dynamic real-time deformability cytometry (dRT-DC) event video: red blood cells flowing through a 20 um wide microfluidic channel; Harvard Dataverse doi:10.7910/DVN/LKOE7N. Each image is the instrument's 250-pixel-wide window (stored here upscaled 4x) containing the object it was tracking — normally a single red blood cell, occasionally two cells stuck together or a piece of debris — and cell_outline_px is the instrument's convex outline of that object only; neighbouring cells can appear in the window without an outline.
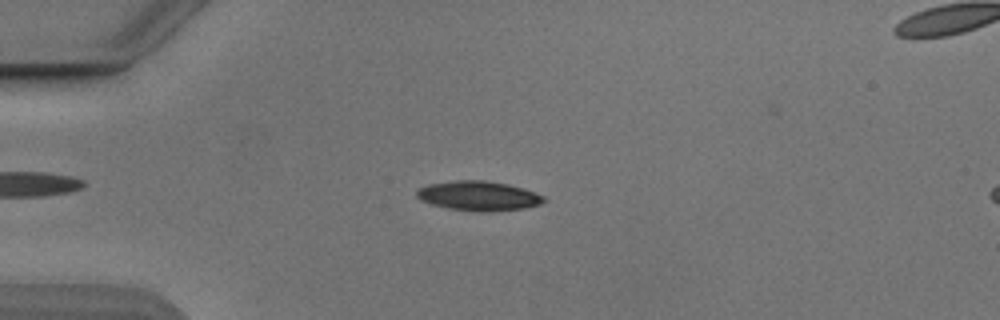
{"species": "Egyptian fruit bat (a non-hibernating species)", "species_latin": "Rousettus aegyptiacus", "temperature_condition": "cold", "stored_images_in_passage": 50, "camera_frame_rate_fps": 3000, "um_per_image_px": 0.085, "animal": {"sex": "male"}, "frame": {"image": 1, "passage_image": 13, "time_ms": 4.0, "image_size_px": [1000, 320], "cell_outline_px": [[548, 200], [540, 204], [524, 208], [492, 212], [480, 212], [448, 208], [432, 204], [420, 200], [416, 196], [416, 192], [420, 188], [428, 184], [452, 180], [484, 180], [508, 184], [524, 188], [536, 192], [544, 196]], "centroid_in_image_um": [40.71, 16.65], "position_along_channel_um": 44.3, "area_um2": 22.14}}
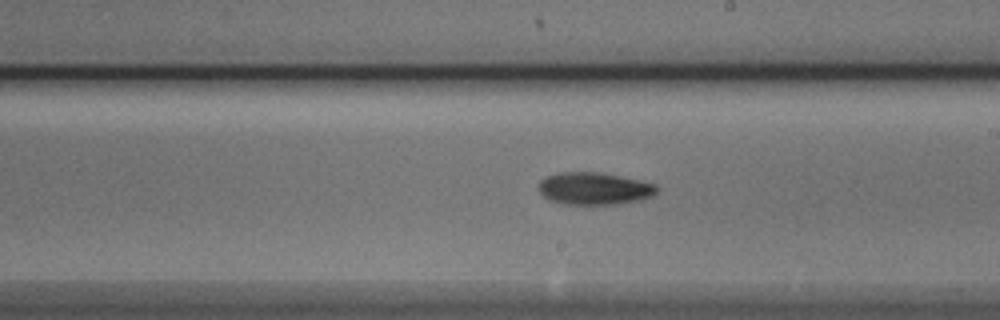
{"frame": {"image": 2, "passage_image": 30, "time_ms": 9.667, "image_size_px": [1000, 320], "cell_outline_px": [[660, 188], [652, 196], [640, 200], [620, 204], [560, 204], [544, 196], [536, 188], [540, 180], [544, 176], [556, 172], [600, 172], [640, 180], [656, 184]], "centroid_in_image_um": [50.49, 16.01], "position_along_channel_um": 238.5, "area_um2": 22.6}}
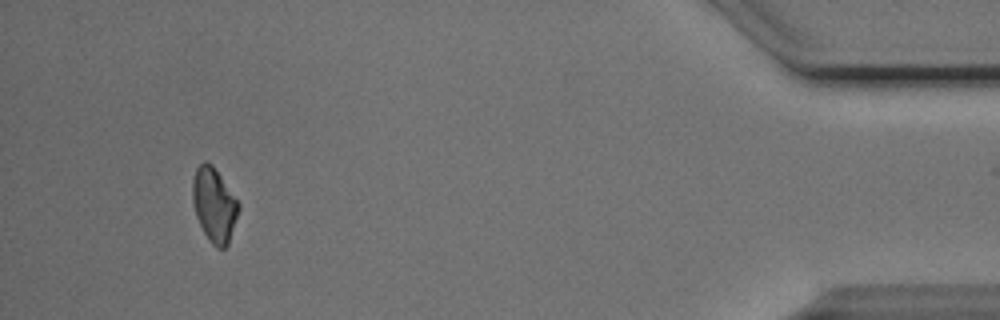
{"frame": {"image": 3, "passage_image": 49, "time_ms": 16.0, "image_size_px": [1000, 320], "cell_outline_px": [[240, 208], [228, 244], [224, 248], [216, 248], [208, 240], [196, 216], [192, 200], [192, 180], [196, 168], [204, 160], [212, 164], [240, 204]], "centroid_in_image_um": [18.19, 17.41], "position_along_channel_um": 417.0, "area_um2": 19.83}}